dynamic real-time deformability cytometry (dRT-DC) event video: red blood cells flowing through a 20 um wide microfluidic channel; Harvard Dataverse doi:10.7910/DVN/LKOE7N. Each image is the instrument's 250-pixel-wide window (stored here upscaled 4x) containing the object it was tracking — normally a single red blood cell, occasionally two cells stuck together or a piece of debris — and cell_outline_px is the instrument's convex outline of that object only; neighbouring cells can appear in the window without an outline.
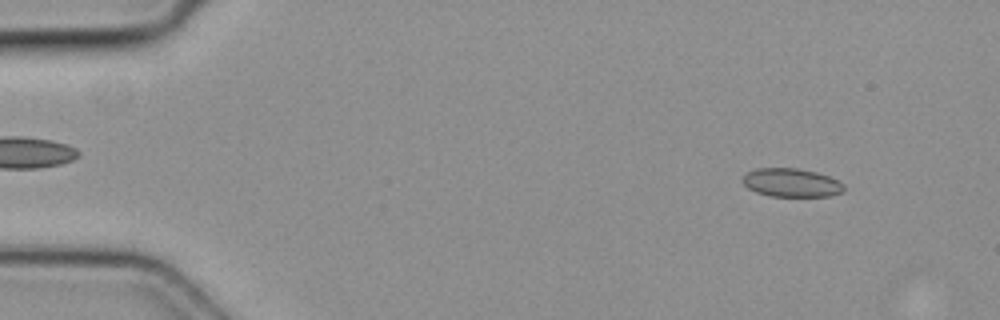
{"species": "common noctule bat (a hibernating species)", "species_latin": "Nyctalus noctula", "temperature_condition": "cold", "stored_images_in_passage": 5, "camera_frame_rate_fps": 3000, "um_per_image_px": 0.085, "animal": {"sex": "female", "body_mass_g": 19.3, "forearm_length_mm": 54.1}, "frame": {"image": 1, "passage_image": 5, "time_ms": 1.333, "image_size_px": [1000, 320], "cell_outline_px": [[844, 192], [828, 196], [768, 196], [756, 192], [748, 188], [740, 180], [748, 172], [756, 168], [796, 168], [816, 172], [828, 176], [844, 184]], "centroid_in_image_um": [67.25, 15.53], "position_along_channel_um": 17.7, "area_um2": 16.82}}